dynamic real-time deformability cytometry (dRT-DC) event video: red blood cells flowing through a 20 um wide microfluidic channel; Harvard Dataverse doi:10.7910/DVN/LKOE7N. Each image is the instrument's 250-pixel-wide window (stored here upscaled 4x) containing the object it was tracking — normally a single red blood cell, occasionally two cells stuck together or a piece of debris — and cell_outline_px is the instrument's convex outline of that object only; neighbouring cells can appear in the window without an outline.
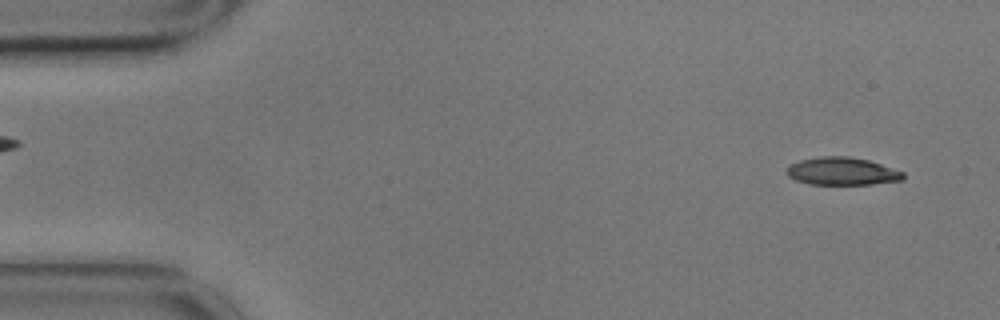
{"species": "common noctule bat (a hibernating species)", "species_latin": "Nyctalus noctula", "temperature_condition": "cold", "stored_images_in_passage": 4, "camera_frame_rate_fps": 3000, "um_per_image_px": 0.085, "animal": {"sex": "male", "body_mass_g": 17.9}, "frame": {"image": 1, "passage_image": 1, "time_ms": 0.0, "image_size_px": [1000, 320], "cell_outline_px": [[904, 180], [872, 184], [808, 184], [796, 180], [788, 176], [788, 164], [800, 160], [820, 156], [848, 156], [868, 160], [904, 172]], "centroid_in_image_um": [71.57, 14.55], "position_along_channel_um": 13.4, "area_um2": 18.79}}
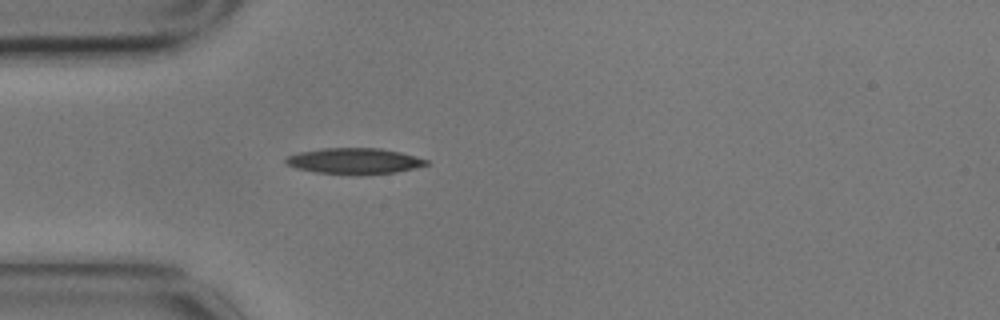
{"frame": {"image": 2, "passage_image": 4, "time_ms": 1.0, "image_size_px": [1000, 320], "cell_outline_px": [[428, 164], [416, 168], [396, 172], [360, 176], [352, 176], [316, 172], [296, 168], [284, 164], [284, 160], [288, 156], [296, 152], [324, 148], [380, 148], [400, 152], [428, 160]], "centroid_in_image_um": [30.08, 13.7], "position_along_channel_um": 54.9, "area_um2": 21.68}}